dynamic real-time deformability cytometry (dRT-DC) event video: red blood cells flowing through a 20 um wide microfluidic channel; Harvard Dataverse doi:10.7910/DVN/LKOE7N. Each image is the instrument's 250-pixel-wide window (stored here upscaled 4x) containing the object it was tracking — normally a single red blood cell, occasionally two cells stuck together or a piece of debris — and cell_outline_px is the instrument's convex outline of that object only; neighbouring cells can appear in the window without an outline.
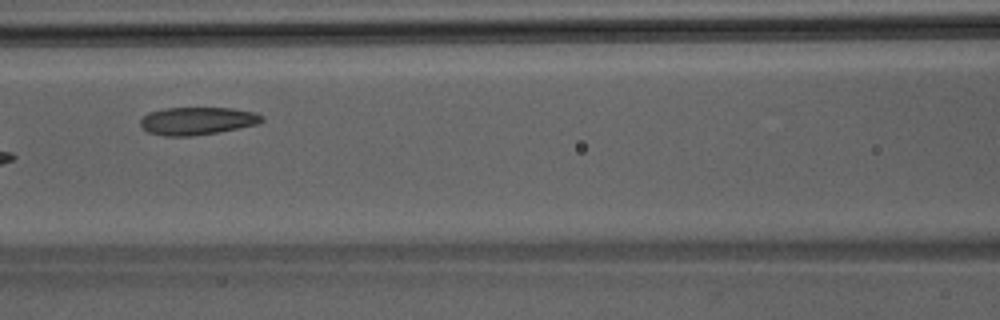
{"species": "Egyptian fruit bat (a non-hibernating species)", "species_latin": "Rousettus aegyptiacus", "temperature_condition": "room temperature", "stored_images_in_passage": 8, "camera_frame_rate_fps": 3000, "um_per_image_px": 0.085, "animal": {"sex": "male"}, "frame": {"image": 1, "passage_image": 6, "time_ms": 1.667, "image_size_px": [1000, 320], "cell_outline_px": [[264, 120], [256, 124], [216, 132], [192, 136], [164, 136], [148, 132], [140, 124], [140, 120], [148, 112], [164, 108], [232, 108], [256, 112], [264, 116]], "centroid_in_image_um": [16.76, 10.26], "position_along_channel_um": 149.8, "area_um2": 19.54}}
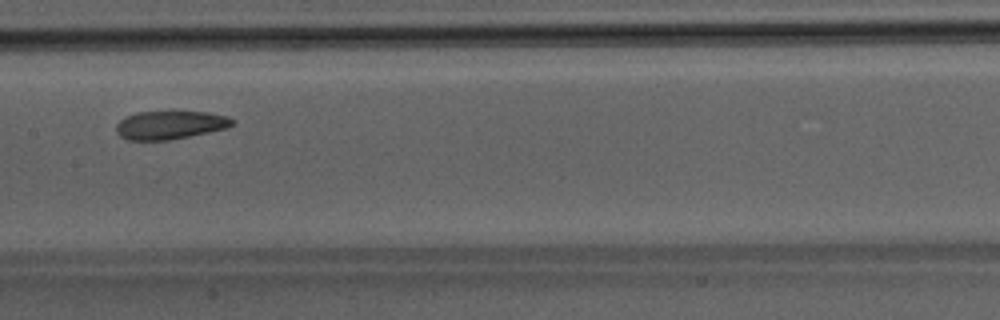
{"frame": {"image": 2, "passage_image": 7, "time_ms": 2.0, "image_size_px": [1000, 320], "cell_outline_px": [[236, 124], [228, 128], [168, 140], [128, 140], [120, 136], [116, 132], [116, 124], [120, 120], [136, 112], [204, 112], [228, 116], [236, 120]], "centroid_in_image_um": [14.48, 10.63], "position_along_channel_um": 192.9, "area_um2": 19.13}}
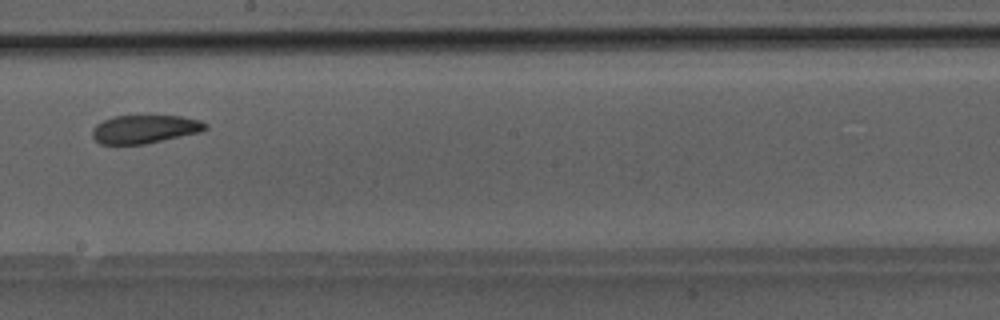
{"frame": {"image": 3, "passage_image": 8, "time_ms": 2.333, "image_size_px": [1000, 320], "cell_outline_px": [[208, 128], [200, 132], [144, 144], [100, 144], [92, 136], [92, 128], [96, 124], [112, 116], [180, 116], [200, 120], [208, 124]], "centroid_in_image_um": [12.29, 10.97], "position_along_channel_um": 235.9, "area_um2": 18.61}}